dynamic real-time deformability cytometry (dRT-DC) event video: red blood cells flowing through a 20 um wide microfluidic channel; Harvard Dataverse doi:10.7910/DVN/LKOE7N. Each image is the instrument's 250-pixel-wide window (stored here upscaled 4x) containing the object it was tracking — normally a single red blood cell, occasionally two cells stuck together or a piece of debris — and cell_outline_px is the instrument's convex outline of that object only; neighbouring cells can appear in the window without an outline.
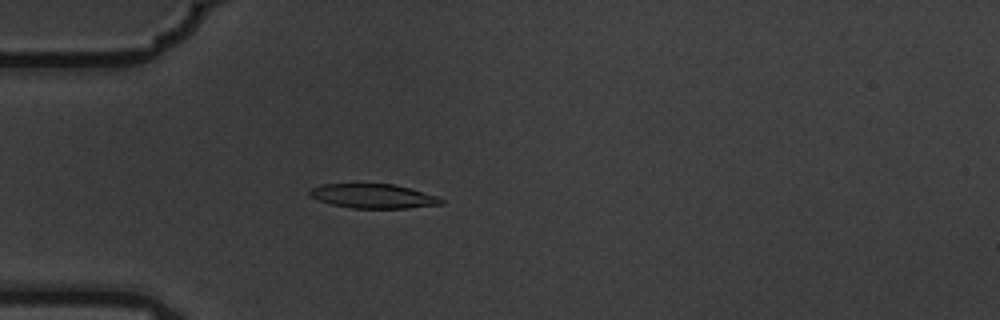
{"species": "common noctule bat (a hibernating species)", "species_latin": "Nyctalus noctula", "temperature_condition": "warm", "stored_images_in_passage": 5, "camera_frame_rate_fps": 3000, "um_per_image_px": 0.085, "animal": {"sex": "male", "body_mass_g": 19.5, "forearm_length_mm": 54.6}, "frame": {"image": 1, "passage_image": 5, "time_ms": 1.333, "image_size_px": [1000, 320], "cell_outline_px": [[444, 204], [408, 208], [352, 208], [332, 204], [308, 196], [308, 192], [312, 188], [320, 184], [392, 184], [440, 196], [444, 200]], "centroid_in_image_um": [31.75, 16.67], "position_along_channel_um": 53.2, "area_um2": 18.61}}